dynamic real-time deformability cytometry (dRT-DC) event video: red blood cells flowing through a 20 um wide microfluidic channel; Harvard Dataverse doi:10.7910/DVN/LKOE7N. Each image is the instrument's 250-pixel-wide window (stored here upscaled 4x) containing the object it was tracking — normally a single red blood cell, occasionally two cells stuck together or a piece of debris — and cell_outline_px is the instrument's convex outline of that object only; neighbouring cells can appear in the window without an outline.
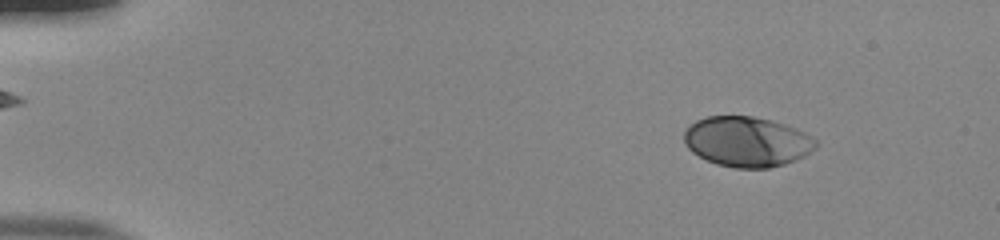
{"species": "human", "species_latin": "Homo sapiens", "temperature_condition": "room temperature", "stored_images_in_passage": 53, "camera_frame_rate_fps": 3000, "um_per_image_px": 0.085, "donor": {"sex": "male"}, "frame": {"image": 1, "passage_image": 6, "time_ms": 1.667, "image_size_px": [1000, 240], "cell_outline_px": [[816, 148], [804, 156], [796, 160], [784, 164], [768, 168], [736, 168], [716, 164], [692, 152], [684, 144], [684, 132], [696, 120], [708, 116], [752, 116], [772, 120], [796, 128], [804, 132], [816, 140]], "centroid_in_image_um": [63.5, 12.04], "position_along_channel_um": 21.5, "area_um2": 38.44}}
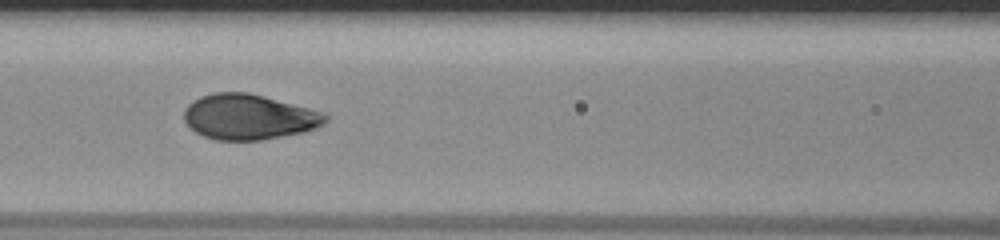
{"frame": {"image": 2, "passage_image": 24, "time_ms": 7.667, "image_size_px": [1000, 240], "cell_outline_px": [[328, 120], [324, 124], [316, 128], [304, 132], [260, 140], [216, 140], [204, 136], [196, 132], [184, 120], [184, 108], [192, 100], [200, 96], [212, 92], [248, 92], [264, 96], [308, 108], [320, 112], [328, 116]], "centroid_in_image_um": [21.12, 9.93], "position_along_channel_um": 145.5, "area_um2": 37.28}}
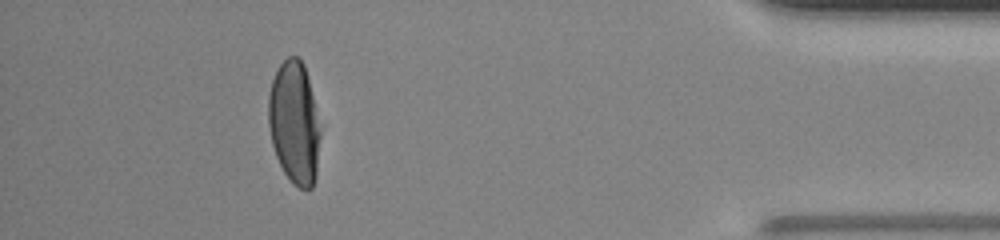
{"frame": {"image": 3, "passage_image": 48, "time_ms": 15.667, "image_size_px": [1000, 240], "cell_outline_px": [[320, 136], [316, 176], [312, 188], [300, 188], [292, 184], [284, 172], [276, 156], [272, 144], [268, 124], [268, 96], [272, 80], [280, 64], [288, 56], [296, 56], [304, 64], [320, 128]], "centroid_in_image_um": [25.0, 10.46], "position_along_channel_um": 410.2, "area_um2": 36.82}, "authors_computed_cell_mechanics": {"area_um2": 38.437, "velocity_mm_per_s": 3.8745, "shape_relaxation_time_tau1_ms": 3.5374, "shape_relaxation_time_tau2_ms": null, "deformation_change_tau1": 0.1853, "deformation_change_tau2": null}}